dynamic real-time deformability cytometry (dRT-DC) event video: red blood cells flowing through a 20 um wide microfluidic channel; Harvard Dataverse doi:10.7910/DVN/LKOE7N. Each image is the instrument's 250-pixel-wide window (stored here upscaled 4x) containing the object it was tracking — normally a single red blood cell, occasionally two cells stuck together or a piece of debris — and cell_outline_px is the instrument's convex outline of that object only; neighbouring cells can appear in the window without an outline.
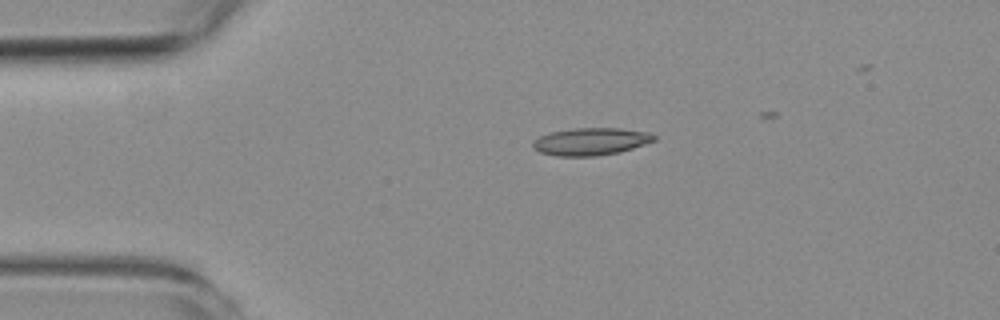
{"species": "common noctule bat (a hibernating species)", "species_latin": "Nyctalus noctula", "temperature_condition": "room temperature", "stored_images_in_passage": 5, "segment_of_instrument_passage": [1, 2], "camera_frame_rate_fps": 3000, "um_per_image_px": 0.085, "animal": {"sex": "female", "body_mass_g": 19.3, "forearm_length_mm": 54.1}, "frame": {"image": 1, "passage_image": 3, "time_ms": 3.333, "image_size_px": [1000, 320], "cell_outline_px": [[656, 140], [620, 152], [596, 156], [556, 156], [540, 152], [532, 148], [532, 140], [548, 132], [572, 128], [620, 128], [648, 132], [656, 136]], "centroid_in_image_um": [50.17, 12.02], "position_along_channel_um": 34.8, "area_um2": 19.54}}